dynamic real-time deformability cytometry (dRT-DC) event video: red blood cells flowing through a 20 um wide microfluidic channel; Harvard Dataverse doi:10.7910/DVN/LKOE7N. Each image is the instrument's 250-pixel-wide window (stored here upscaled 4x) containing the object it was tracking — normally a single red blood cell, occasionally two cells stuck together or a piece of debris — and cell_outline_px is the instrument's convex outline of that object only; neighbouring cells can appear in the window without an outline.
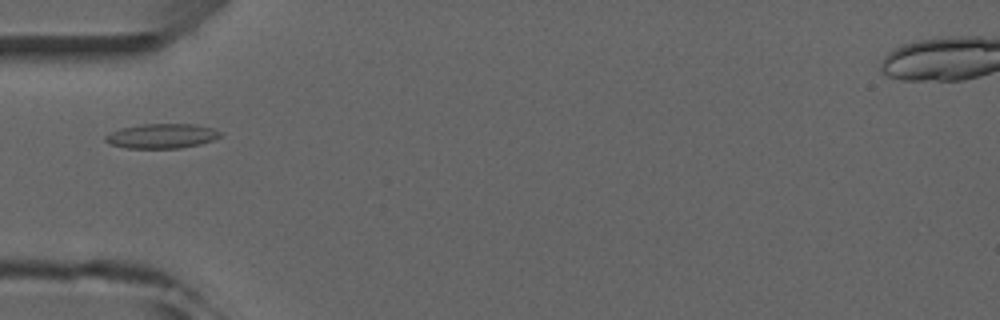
{"species": "common noctule bat (a hibernating species)", "species_latin": "Nyctalus noctula", "temperature_condition": "room temperature", "stored_images_in_passage": 6, "camera_frame_rate_fps": 3000, "um_per_image_px": 0.085, "animal": {"sex": "male", "forearm_length_mm": 52.5}, "frame": {"image": 1, "passage_image": 5, "time_ms": 4.667, "image_size_px": [1000, 320], "cell_outline_px": [[224, 132], [220, 136], [212, 140], [200, 144], [180, 148], [124, 148], [108, 144], [104, 140], [104, 136], [120, 128], [144, 124], [196, 124], [216, 128]], "centroid_in_image_um": [13.77, 11.56], "position_along_channel_um": 71.2, "area_um2": 16.7}}
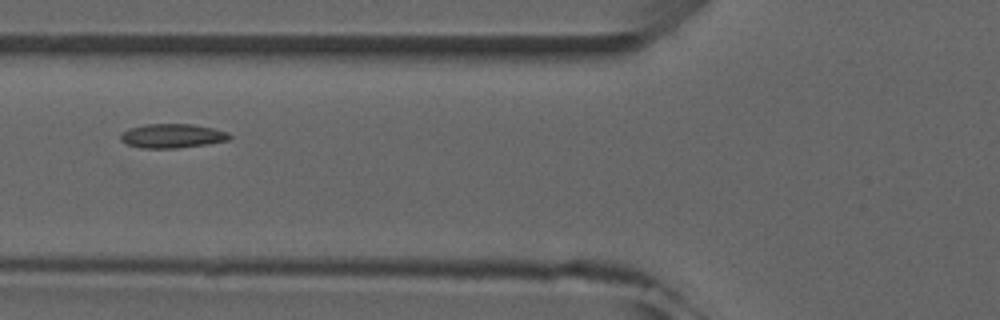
{"frame": {"image": 2, "passage_image": 6, "time_ms": 5.667, "image_size_px": [1000, 320], "cell_outline_px": [[232, 136], [228, 140], [208, 144], [176, 148], [140, 148], [128, 144], [120, 140], [120, 136], [128, 128], [144, 124], [192, 124], [212, 128], [228, 132]], "centroid_in_image_um": [14.64, 11.55], "position_along_channel_um": 111.2, "area_um2": 15.32}}